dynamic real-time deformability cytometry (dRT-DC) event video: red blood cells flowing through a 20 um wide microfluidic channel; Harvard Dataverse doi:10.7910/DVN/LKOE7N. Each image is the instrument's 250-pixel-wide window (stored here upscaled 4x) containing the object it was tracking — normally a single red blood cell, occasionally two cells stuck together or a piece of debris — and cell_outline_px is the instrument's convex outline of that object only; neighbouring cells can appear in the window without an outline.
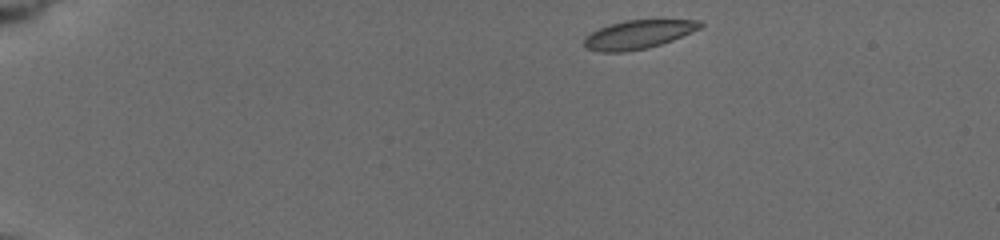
{"species": "common noctule bat (a hibernating species)", "species_latin": "Nyctalus noctula", "temperature_condition": "cold", "stored_images_in_passage": 13, "camera_frame_rate_fps": 3000, "um_per_image_px": 0.085, "animal": {"sex": "female", "body_mass_g": 19.5, "forearm_length_mm": 54.1}, "frame": {"image": 1, "passage_image": 1, "time_ms": 0.0, "image_size_px": [1000, 240], "cell_outline_px": [[704, 24], [700, 28], [672, 40], [648, 48], [624, 52], [600, 52], [588, 48], [584, 44], [584, 36], [600, 28], [624, 20], [700, 20]], "centroid_in_image_um": [54.24, 2.93], "position_along_channel_um": 30.8, "area_um2": 19.13}}
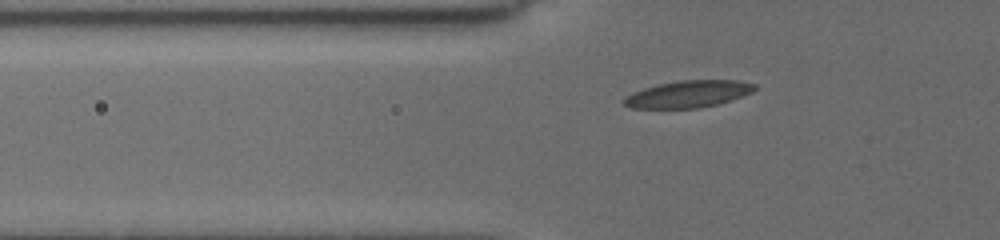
{"frame": {"image": 2, "passage_image": 9, "time_ms": 3.333, "image_size_px": [1000, 240], "cell_outline_px": [[756, 88], [752, 92], [716, 104], [700, 108], [632, 108], [624, 104], [620, 100], [624, 96], [632, 92], [656, 84], [680, 80], [736, 80], [756, 84]], "centroid_in_image_um": [58.43, 7.99], "position_along_channel_um": 67.4, "area_um2": 20.52}}
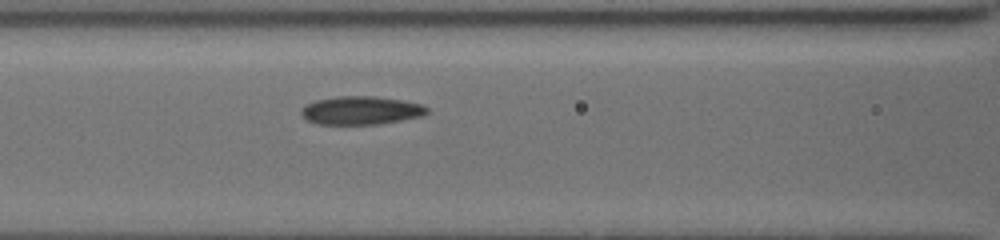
{"frame": {"image": 3, "passage_image": 13, "time_ms": 5.333, "image_size_px": [1000, 240], "cell_outline_px": [[428, 112], [420, 116], [400, 120], [376, 124], [320, 124], [308, 120], [300, 112], [300, 108], [304, 104], [316, 100], [340, 96], [376, 96], [404, 100], [424, 104], [428, 108]], "centroid_in_image_um": [30.68, 9.37], "position_along_channel_um": 135.9, "area_um2": 20.75}}